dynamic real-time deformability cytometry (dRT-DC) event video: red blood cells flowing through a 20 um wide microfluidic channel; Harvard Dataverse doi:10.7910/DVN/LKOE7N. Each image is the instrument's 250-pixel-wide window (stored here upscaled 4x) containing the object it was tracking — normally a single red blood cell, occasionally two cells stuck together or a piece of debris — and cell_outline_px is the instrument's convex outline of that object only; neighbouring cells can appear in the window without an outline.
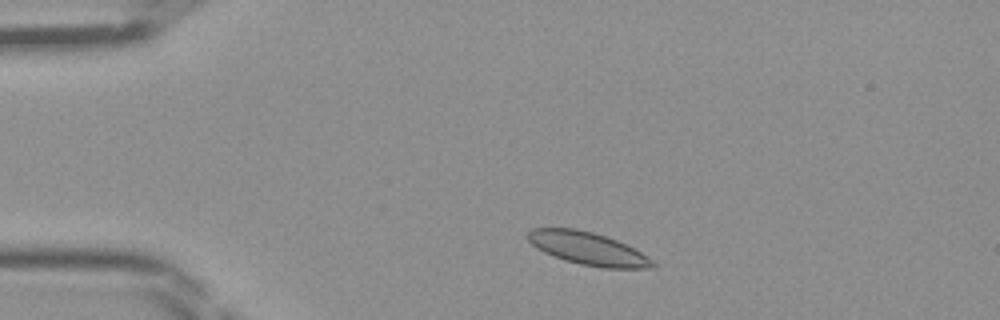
{"species": "Egyptian fruit bat (a non-hibernating species)", "species_latin": "Rousettus aegyptiacus", "temperature_condition": "room temperature", "stored_images_in_passage": 42, "camera_frame_rate_fps": 3000, "um_per_image_px": 0.085, "frame": {"image": 1, "passage_image": 5, "time_ms": 1.333, "image_size_px": [1000, 320], "cell_outline_px": [[656, 268], [604, 268], [580, 264], [564, 260], [544, 252], [532, 244], [528, 240], [528, 232], [532, 228], [576, 228], [592, 232], [616, 240], [648, 256], [656, 264]], "centroid_in_image_um": [49.97, 21.13], "position_along_channel_um": 35.0, "area_um2": 23.58}}
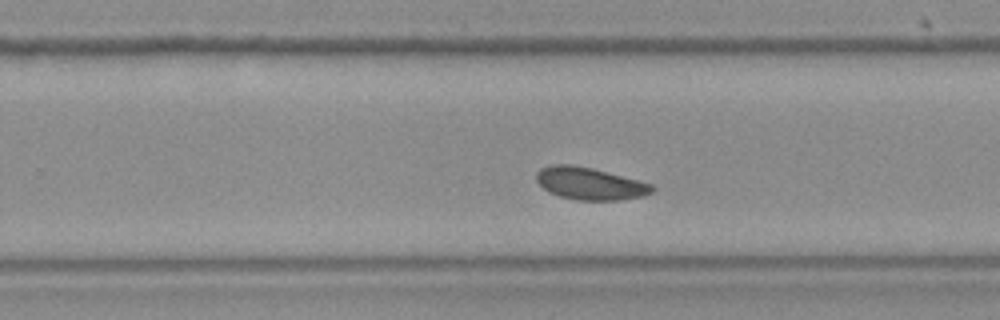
{"frame": {"image": 2, "passage_image": 25, "time_ms": 8.0, "image_size_px": [1000, 320], "cell_outline_px": [[656, 188], [652, 192], [644, 196], [616, 200], [576, 200], [560, 196], [548, 192], [536, 180], [536, 172], [540, 168], [552, 164], [572, 164], [592, 168], [652, 184]], "centroid_in_image_um": [50.11, 15.6], "position_along_channel_um": 279.7, "area_um2": 21.73}}
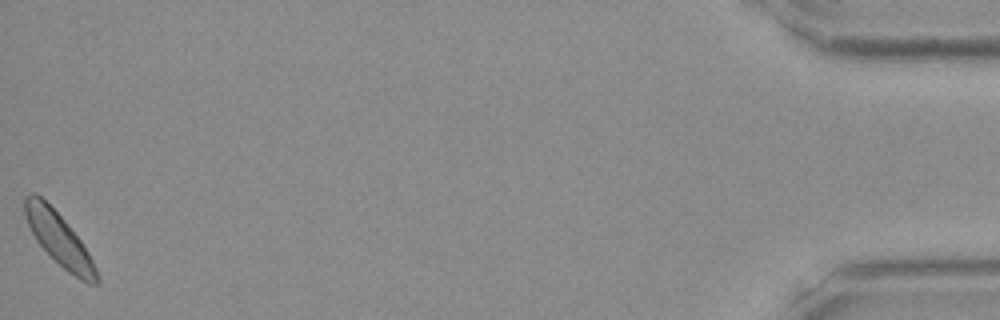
{"frame": {"image": 3, "passage_image": 42, "time_ms": 13.667, "image_size_px": [1000, 320], "cell_outline_px": [[100, 280], [96, 284], [88, 284], [80, 280], [68, 272], [36, 240], [24, 216], [24, 196], [32, 192], [36, 192], [64, 220], [80, 240], [88, 252], [96, 268]], "centroid_in_image_um": [5.01, 20.32], "position_along_channel_um": 430.2, "area_um2": 21.56}}